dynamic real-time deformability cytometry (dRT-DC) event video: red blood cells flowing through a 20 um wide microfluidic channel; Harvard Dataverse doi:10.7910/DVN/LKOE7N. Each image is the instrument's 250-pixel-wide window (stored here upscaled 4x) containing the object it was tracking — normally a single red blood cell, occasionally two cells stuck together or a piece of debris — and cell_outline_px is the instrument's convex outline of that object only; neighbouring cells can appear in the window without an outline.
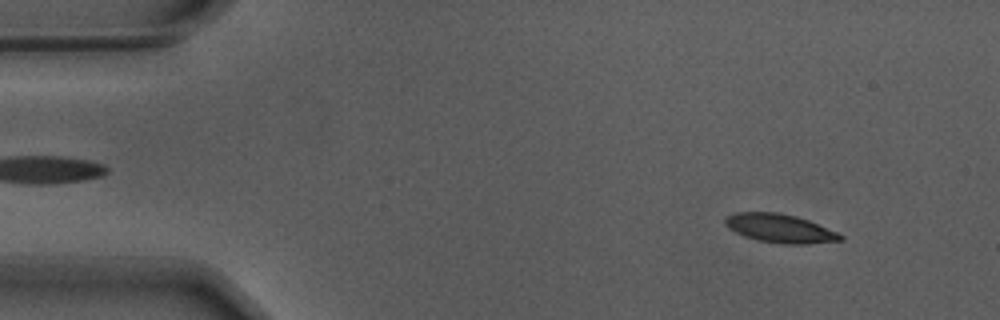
{"species": "Egyptian fruit bat (a non-hibernating species)", "species_latin": "Rousettus aegyptiacus", "temperature_condition": "warm", "stored_images_in_passage": 55, "camera_frame_rate_fps": 3000, "um_per_image_px": 0.085, "animal": {"sex": "male"}, "frame": {"image": 1, "passage_image": 5, "time_ms": 1.333, "image_size_px": [1000, 320], "cell_outline_px": [[844, 240], [808, 244], [784, 244], [760, 240], [744, 236], [728, 228], [724, 224], [724, 216], [736, 212], [776, 212], [796, 216], [808, 220], [836, 232], [844, 236]], "centroid_in_image_um": [66.26, 19.4], "position_along_channel_um": 18.7, "area_um2": 19.19}}
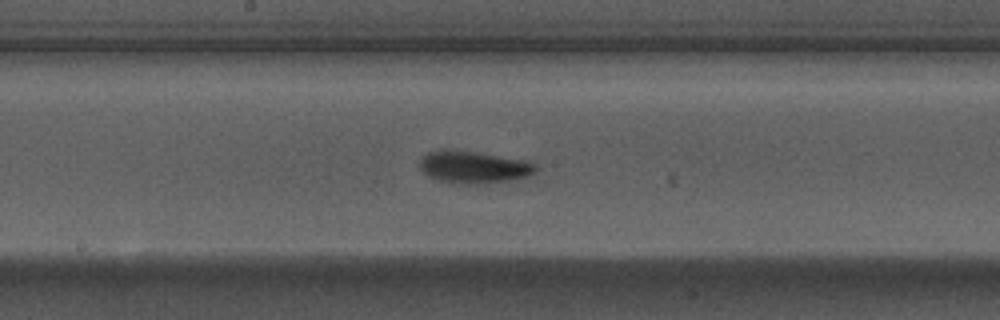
{"frame": {"image": 2, "passage_image": 28, "time_ms": 9.0, "image_size_px": [1000, 320], "cell_outline_px": [[536, 172], [528, 176], [508, 180], [476, 184], [452, 184], [428, 176], [420, 168], [420, 160], [428, 152], [440, 148], [448, 148], [524, 160], [536, 164]], "centroid_in_image_um": [40.21, 14.19], "position_along_channel_um": 208.0, "area_um2": 21.73}}
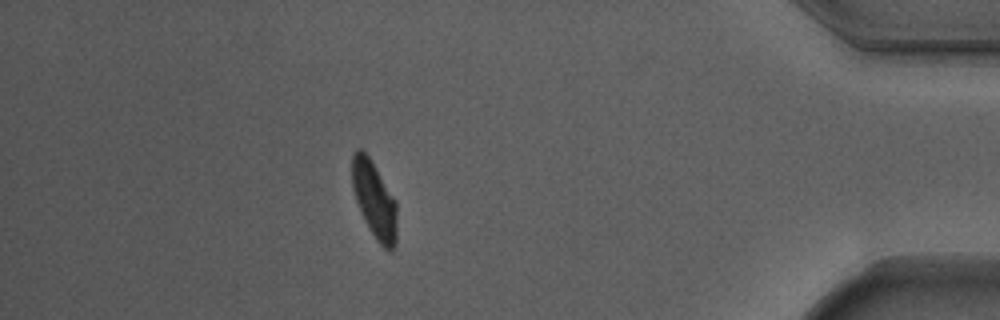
{"frame": {"image": 3, "passage_image": 48, "time_ms": 15.667, "image_size_px": [1000, 320], "cell_outline_px": [[396, 244], [392, 248], [384, 248], [376, 240], [356, 200], [352, 188], [352, 156], [356, 148], [360, 148], [368, 156], [396, 200]], "centroid_in_image_um": [31.82, 16.95], "position_along_channel_um": 403.4, "area_um2": 19.48}, "authors_computed_cell_mechanics": {"area_um2": 20.23, "velocity_mm_per_s": 3.6778, "shape_relaxation_time_tau1_ms": 3.0718, "shape_relaxation_time_tau2_ms": 2.6801, "deformation_change_tau1": 0.1589, "deformation_change_tau2": 0.0944}}